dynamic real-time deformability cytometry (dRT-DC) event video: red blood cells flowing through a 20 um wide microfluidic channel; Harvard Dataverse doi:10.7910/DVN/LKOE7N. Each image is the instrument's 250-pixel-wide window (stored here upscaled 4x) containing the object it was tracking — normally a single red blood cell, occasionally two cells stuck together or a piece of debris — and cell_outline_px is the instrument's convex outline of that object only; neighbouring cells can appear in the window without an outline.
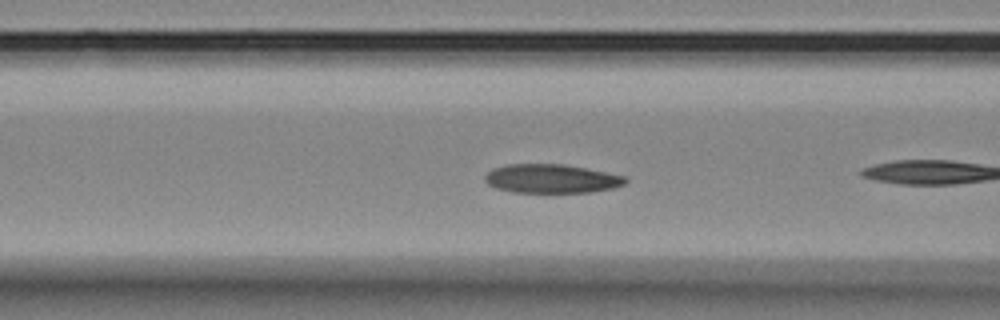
{"species": "Egyptian fruit bat (a non-hibernating species)", "species_latin": "Rousettus aegyptiacus", "temperature_condition": "room temperature", "stored_images_in_passage": 12, "camera_frame_rate_fps": 3000, "um_per_image_px": 0.085, "animal": {"sex": "female"}, "frame": {"image": 1, "passage_image": 7, "time_ms": 2.0, "image_size_px": [1000, 320], "cell_outline_px": [[628, 180], [624, 184], [612, 188], [592, 192], [512, 192], [496, 188], [488, 184], [484, 180], [484, 176], [492, 168], [508, 164], [564, 164], [624, 176]], "centroid_in_image_um": [46.83, 15.18], "position_along_channel_um": 119.8, "area_um2": 23.47}}
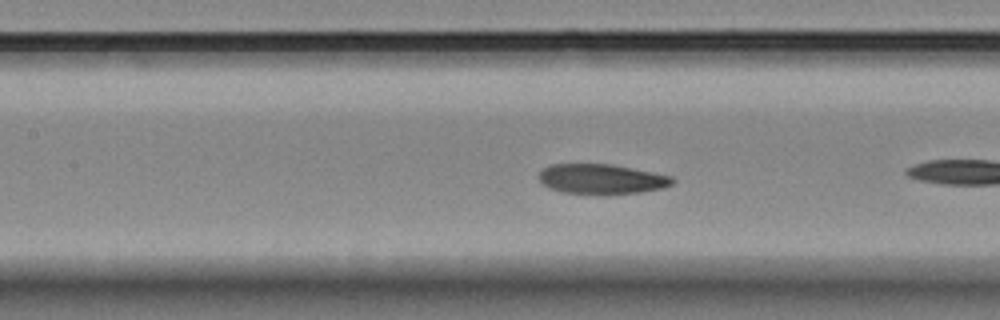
{"frame": {"image": 2, "passage_image": 10, "time_ms": 3.0, "image_size_px": [1000, 320], "cell_outline_px": [[676, 180], [672, 184], [664, 188], [640, 192], [560, 192], [548, 188], [540, 184], [540, 172], [544, 168], [552, 164], [612, 164], [672, 176]], "centroid_in_image_um": [51.13, 15.19], "position_along_channel_um": 156.3, "area_um2": 22.72}}